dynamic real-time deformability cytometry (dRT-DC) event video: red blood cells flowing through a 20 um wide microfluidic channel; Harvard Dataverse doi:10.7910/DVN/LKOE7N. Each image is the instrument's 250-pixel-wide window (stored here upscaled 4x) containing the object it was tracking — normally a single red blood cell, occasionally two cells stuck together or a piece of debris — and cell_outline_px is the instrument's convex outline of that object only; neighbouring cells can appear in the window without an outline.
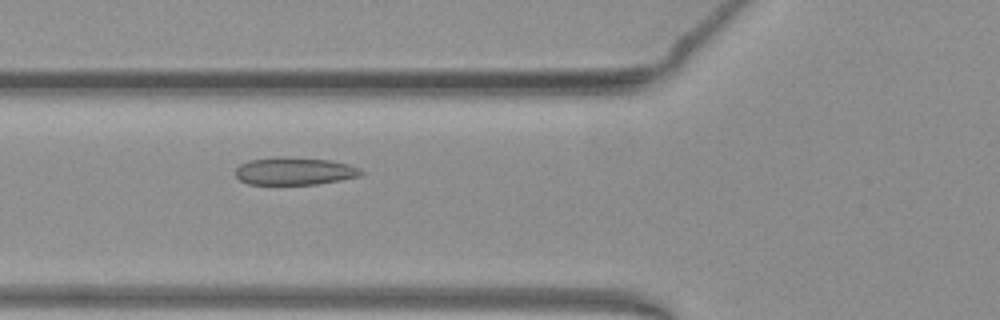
{"species": "common noctule bat (a hibernating species)", "species_latin": "Nyctalus noctula", "temperature_condition": "warm", "stored_images_in_passage": 32, "camera_frame_rate_fps": 3000, "um_per_image_px": 0.085, "animal": {"sex": "female", "body_mass_g": 19.3, "forearm_length_mm": 54.1}, "frame": {"image": 1, "passage_image": 5, "time_ms": 1.333, "image_size_px": [1000, 320], "cell_outline_px": [[364, 172], [360, 176], [340, 180], [316, 184], [248, 184], [240, 180], [236, 176], [236, 168], [240, 164], [248, 160], [280, 156], [288, 156], [332, 160], [348, 164], [360, 168]], "centroid_in_image_um": [25.04, 14.53], "position_along_channel_um": 100.8, "area_um2": 20.4}}
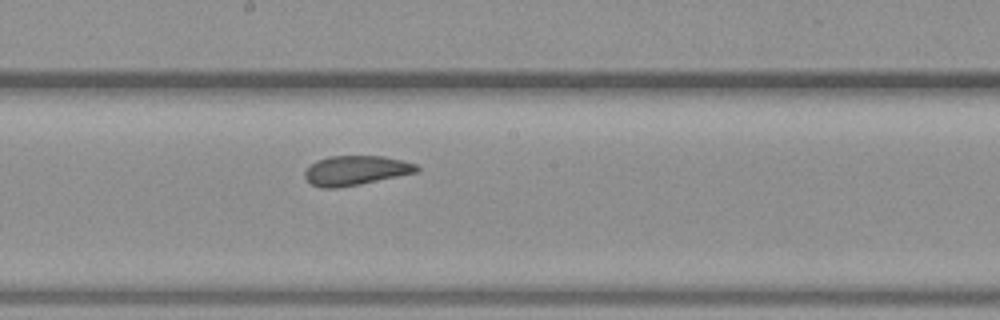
{"frame": {"image": 2, "passage_image": 14, "time_ms": 4.333, "image_size_px": [1000, 320], "cell_outline_px": [[420, 168], [416, 172], [360, 184], [336, 188], [320, 188], [312, 184], [304, 176], [304, 172], [316, 160], [328, 156], [384, 156], [416, 164]], "centroid_in_image_um": [30.21, 14.48], "position_along_channel_um": 218.0, "area_um2": 19.07}}
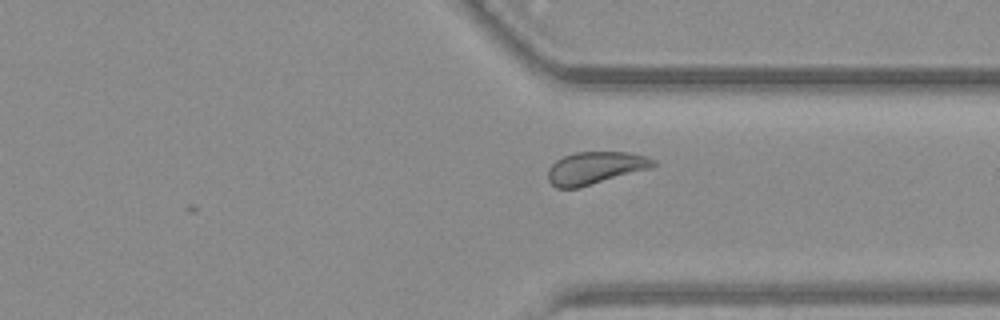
{"frame": {"image": 3, "passage_image": 25, "time_ms": 8.0, "image_size_px": [1000, 320], "cell_outline_px": [[656, 164], [652, 168], [580, 188], [556, 188], [548, 180], [548, 168], [556, 160], [564, 156], [576, 152], [628, 152], [648, 156], [656, 160]], "centroid_in_image_um": [50.62, 14.28], "position_along_channel_um": 360.8, "area_um2": 20.17}, "authors_computed_cell_mechanics": {"area_um2": 19.7387, "velocity_mm_per_s": 3.9011, "shape_relaxation_time_tau1_ms": 6.9969, "shape_relaxation_time_tau2_ms": 0.9873, "deformation_change_tau1": 0.1836, "deformation_change_tau2": 0.0752}}